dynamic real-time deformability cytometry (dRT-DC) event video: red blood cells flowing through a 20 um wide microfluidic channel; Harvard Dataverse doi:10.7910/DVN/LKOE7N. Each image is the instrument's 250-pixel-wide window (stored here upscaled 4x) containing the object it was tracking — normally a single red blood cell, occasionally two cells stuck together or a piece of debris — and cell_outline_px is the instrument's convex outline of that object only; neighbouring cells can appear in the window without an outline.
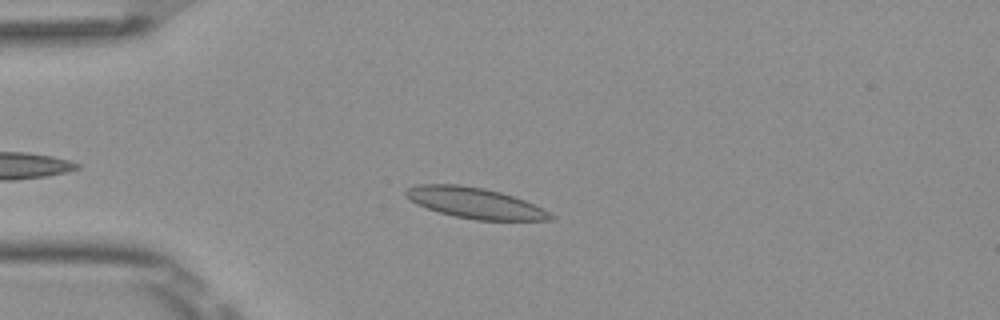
{"species": "Egyptian fruit bat (a non-hibernating species)", "species_latin": "Rousettus aegyptiacus", "temperature_condition": "room temperature", "stored_images_in_passage": 37, "camera_frame_rate_fps": 3000, "um_per_image_px": 0.085, "frame": {"image": 1, "passage_image": 2, "time_ms": 0.333, "image_size_px": [1000, 320], "cell_outline_px": [[556, 216], [552, 220], [476, 220], [456, 216], [440, 212], [416, 204], [404, 196], [404, 192], [408, 188], [416, 184], [460, 184], [484, 188], [500, 192], [524, 200], [544, 208]], "centroid_in_image_um": [40.38, 17.25], "position_along_channel_um": 44.6, "area_um2": 25.95}}
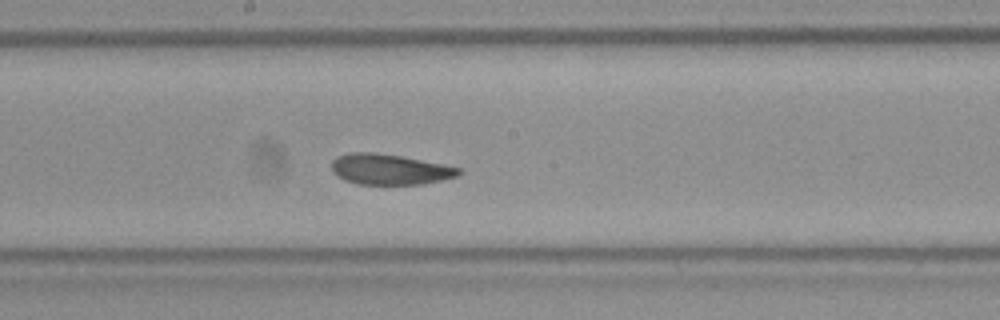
{"frame": {"image": 2, "passage_image": 17, "time_ms": 5.333, "image_size_px": [1000, 320], "cell_outline_px": [[464, 172], [456, 176], [424, 184], [356, 184], [344, 180], [336, 176], [332, 172], [332, 160], [336, 156], [348, 152], [376, 152], [400, 156], [444, 164], [460, 168]], "centroid_in_image_um": [33.08, 14.39], "position_along_channel_um": 215.1, "area_um2": 22.83}}
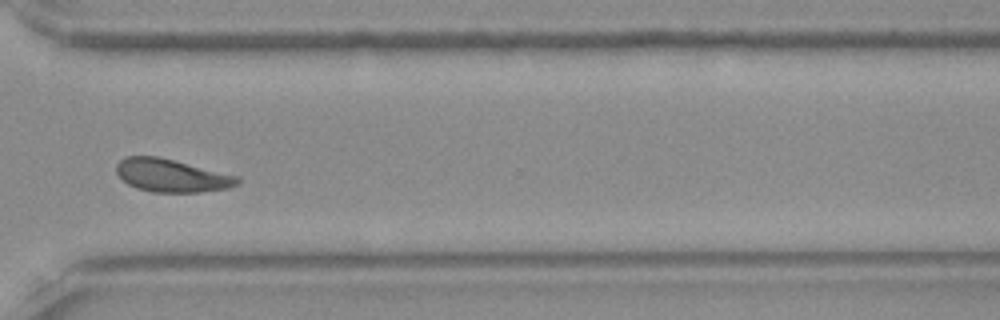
{"frame": {"image": 3, "passage_image": 28, "time_ms": 9.0, "image_size_px": [1000, 320], "cell_outline_px": [[240, 184], [228, 188], [200, 192], [152, 192], [136, 188], [128, 184], [116, 172], [116, 164], [124, 156], [156, 156], [240, 176]], "centroid_in_image_um": [14.6, 14.92], "position_along_channel_um": 356.0, "area_um2": 23.24}, "authors_computed_cell_mechanics": {"area_um2": 23.3512, "velocity_mm_per_s": 3.8459, "shape_relaxation_time_tau1_ms": 3.1666, "shape_relaxation_time_tau2_ms": 1.7, "deformation_change_tau1": 0.098, "deformation_change_tau2": 0.0635}}